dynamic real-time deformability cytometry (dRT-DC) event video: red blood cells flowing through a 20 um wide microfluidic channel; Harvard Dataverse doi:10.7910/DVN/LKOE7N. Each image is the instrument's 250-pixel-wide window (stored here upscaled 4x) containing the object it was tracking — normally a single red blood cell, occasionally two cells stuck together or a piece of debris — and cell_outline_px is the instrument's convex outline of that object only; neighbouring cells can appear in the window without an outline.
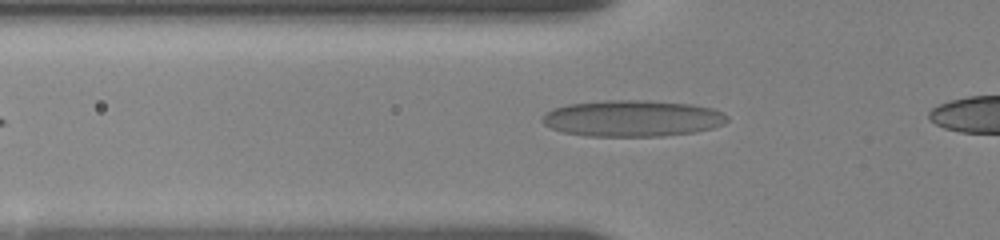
{"species": "human", "species_latin": "Homo sapiens", "temperature_condition": "room temperature", "stored_images_in_passage": 6, "camera_frame_rate_fps": 3000, "um_per_image_px": 0.085, "donor": {"sex": "female"}, "frame": {"image": 1, "passage_image": 3, "time_ms": 0.667, "image_size_px": [1000, 240], "cell_outline_px": [[728, 120], [724, 124], [712, 128], [696, 132], [664, 136], [584, 136], [564, 132], [552, 128], [544, 124], [540, 120], [544, 112], [552, 108], [568, 104], [608, 100], [648, 100], [692, 104], [712, 108], [728, 116]], "centroid_in_image_um": [53.74, 10.06], "position_along_channel_um": 72.1, "area_um2": 39.48}}